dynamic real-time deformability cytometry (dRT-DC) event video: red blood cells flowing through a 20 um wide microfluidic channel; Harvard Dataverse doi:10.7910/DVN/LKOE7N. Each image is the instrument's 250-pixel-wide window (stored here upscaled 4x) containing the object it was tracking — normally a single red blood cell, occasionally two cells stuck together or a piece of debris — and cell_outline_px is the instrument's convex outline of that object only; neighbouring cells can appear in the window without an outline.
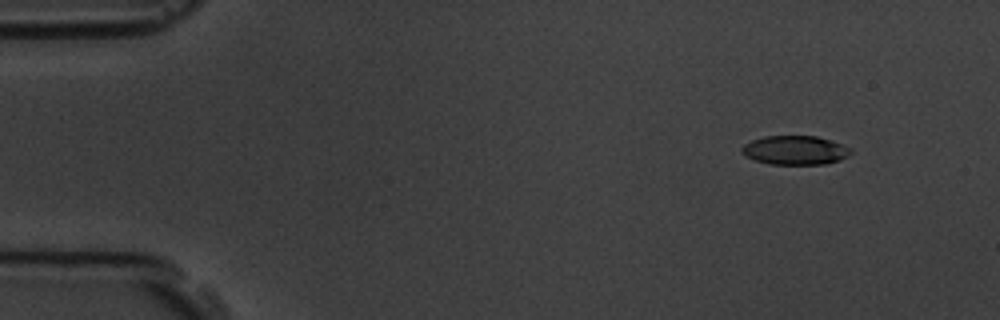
{"species": "common noctule bat (a hibernating species)", "species_latin": "Nyctalus noctula", "temperature_condition": "room temperature", "stored_images_in_passage": 6, "camera_frame_rate_fps": 3000, "um_per_image_px": 0.085, "animal": {"sex": "male", "body_mass_g": 19.5, "forearm_length_mm": 54.6}, "frame": {"image": 1, "passage_image": 2, "time_ms": 1.333, "image_size_px": [1000, 320], "cell_outline_px": [[852, 152], [848, 156], [840, 160], [824, 164], [768, 164], [756, 160], [740, 152], [740, 148], [744, 144], [752, 140], [764, 136], [816, 136], [852, 148]], "centroid_in_image_um": [67.57, 12.77], "position_along_channel_um": 17.4, "area_um2": 18.32}}
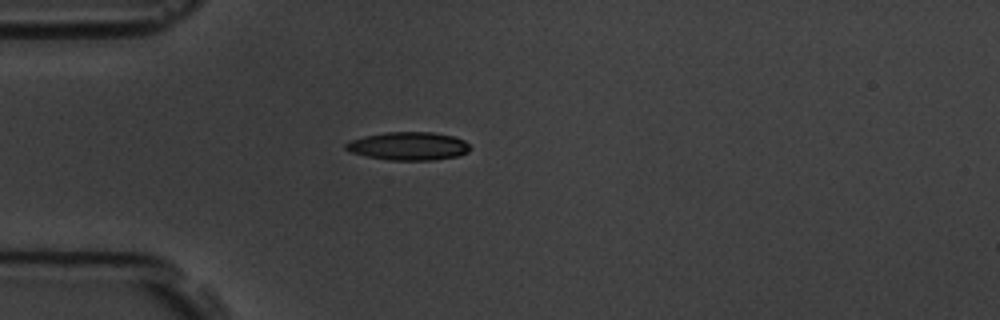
{"frame": {"image": 2, "passage_image": 5, "time_ms": 4.667, "image_size_px": [1000, 320], "cell_outline_px": [[468, 152], [460, 156], [432, 160], [388, 160], [348, 152], [344, 148], [344, 144], [348, 140], [364, 136], [384, 132], [432, 132], [452, 136], [464, 140], [468, 144]], "centroid_in_image_um": [34.66, 12.41], "position_along_channel_um": 50.3, "area_um2": 20.52}}